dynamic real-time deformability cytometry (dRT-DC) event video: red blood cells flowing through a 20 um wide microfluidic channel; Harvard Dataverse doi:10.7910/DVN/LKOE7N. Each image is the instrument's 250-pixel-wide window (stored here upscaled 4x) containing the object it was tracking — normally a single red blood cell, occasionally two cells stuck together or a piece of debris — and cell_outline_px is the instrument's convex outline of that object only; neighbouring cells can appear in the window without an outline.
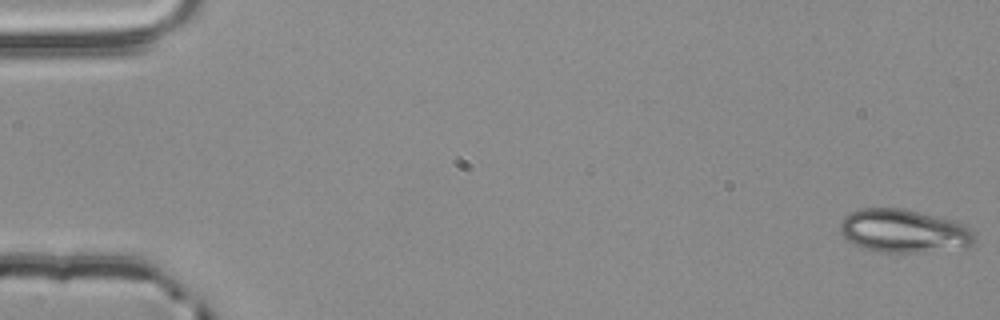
{"species": "common noctule bat (a hibernating species)", "species_latin": "Nyctalus noctula", "temperature_condition": "room temperature", "stored_images_in_passage": 5, "segment_of_instrument_passage": [1, 2], "camera_frame_rate_fps": 3000, "um_per_image_px": 0.085, "animal": {"sex": "male", "body_mass_g": 20.4}, "frame": {"image": 1, "passage_image": 1, "time_ms": 0.0, "image_size_px": [1000, 320], "cell_outline_px": [[976, 236], [972, 244], [924, 252], [876, 252], [852, 244], [840, 232], [840, 220], [848, 212], [864, 208], [904, 208], [952, 220], [968, 228]], "centroid_in_image_um": [76.72, 19.62], "position_along_channel_um": 8.3, "area_um2": 33.58}}